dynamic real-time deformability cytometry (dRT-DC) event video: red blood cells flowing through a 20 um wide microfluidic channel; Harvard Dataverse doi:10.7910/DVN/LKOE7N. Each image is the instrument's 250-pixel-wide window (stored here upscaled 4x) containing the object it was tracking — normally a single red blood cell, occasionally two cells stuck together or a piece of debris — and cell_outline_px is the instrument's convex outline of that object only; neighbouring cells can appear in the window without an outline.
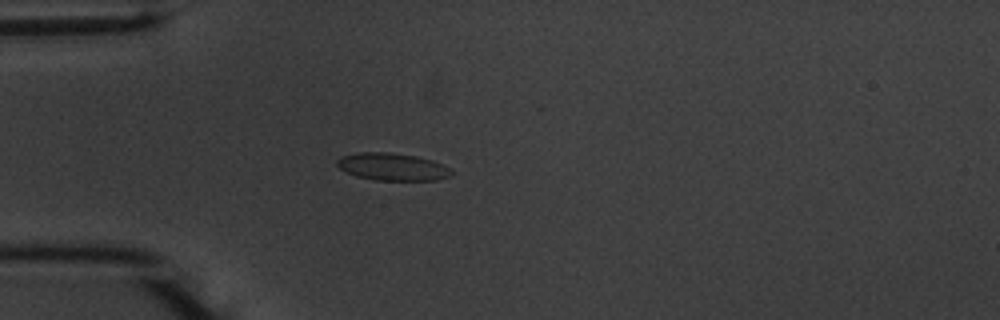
{"species": "common noctule bat (a hibernating species)", "species_latin": "Nyctalus noctula", "temperature_condition": "warm", "stored_images_in_passage": 40, "camera_frame_rate_fps": 3000, "um_per_image_px": 0.085, "animal": {"sex": "male", "body_mass_g": 20.1, "forearm_length_mm": 53.5}, "frame": {"image": 1, "passage_image": 1, "time_ms": 0.0, "image_size_px": [1000, 320], "cell_outline_px": [[452, 176], [436, 180], [376, 180], [356, 176], [340, 168], [336, 164], [336, 160], [340, 156], [360, 152], [388, 152], [416, 156], [432, 160], [452, 168]], "centroid_in_image_um": [33.37, 14.17], "position_along_channel_um": 51.6, "area_um2": 18.32}}
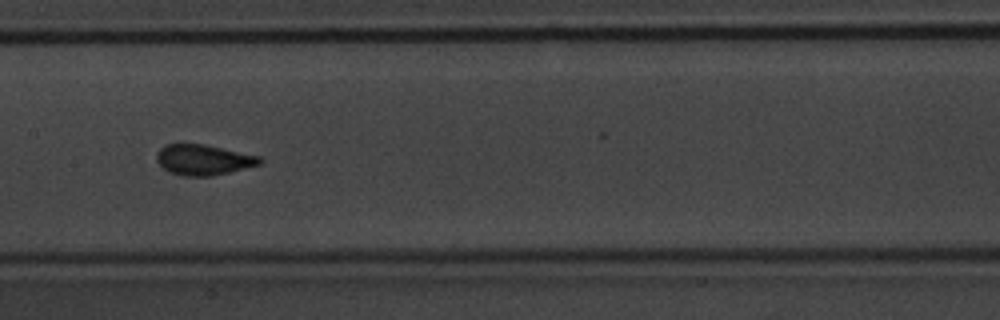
{"frame": {"image": 2, "passage_image": 13, "time_ms": 4.0, "image_size_px": [1000, 320], "cell_outline_px": [[264, 160], [260, 164], [212, 176], [184, 176], [168, 172], [156, 160], [156, 152], [164, 144], [204, 144], [260, 156]], "centroid_in_image_um": [17.27, 13.58], "position_along_channel_um": 190.1, "area_um2": 18.32}}
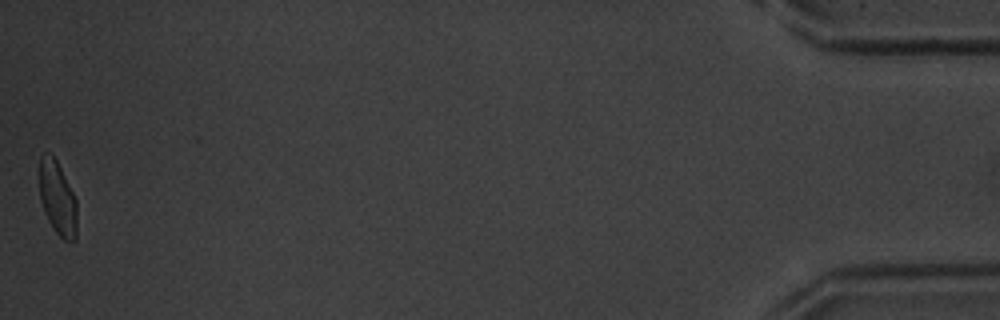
{"frame": {"image": 3, "passage_image": 40, "time_ms": 13.0, "image_size_px": [1000, 320], "cell_outline_px": [[76, 240], [72, 244], [64, 240], [56, 232], [48, 220], [44, 212], [40, 200], [36, 172], [40, 156], [44, 152], [52, 156], [56, 160], [76, 200]], "centroid_in_image_um": [4.83, 16.83], "position_along_channel_um": 430.4, "area_um2": 16.59}, "authors_computed_cell_mechanics": {"area_um2": 17.2822, "velocity_mm_per_s": 3.7054, "shape_relaxation_time_tau1_ms": 3.2413, "shape_relaxation_time_tau2_ms": null, "deformation_change_tau1": 0.1249, "deformation_change_tau2": null}}